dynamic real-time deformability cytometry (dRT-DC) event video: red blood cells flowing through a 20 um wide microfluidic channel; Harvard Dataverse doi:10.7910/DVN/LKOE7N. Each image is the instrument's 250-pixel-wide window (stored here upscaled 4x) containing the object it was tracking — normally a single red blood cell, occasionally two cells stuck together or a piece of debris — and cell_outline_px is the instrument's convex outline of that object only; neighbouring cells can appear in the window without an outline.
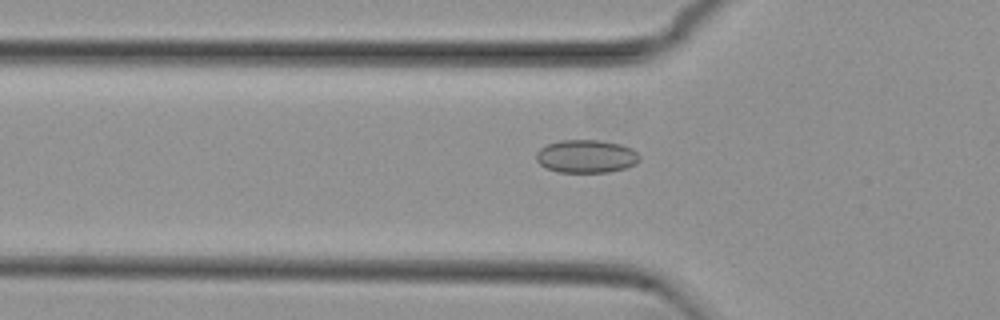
{"species": "common noctule bat (a hibernating species)", "species_latin": "Nyctalus noctula", "temperature_condition": "cold", "stored_images_in_passage": 54, "camera_frame_rate_fps": 3000, "um_per_image_px": 0.085, "animal": {"sex": "female", "body_mass_g": 29.2, "forearm_length_mm": 56.3}, "frame": {"image": 1, "passage_image": 18, "time_ms": 5.667, "image_size_px": [1000, 320], "cell_outline_px": [[640, 160], [636, 164], [624, 168], [608, 172], [560, 172], [548, 168], [540, 164], [536, 160], [536, 152], [540, 148], [548, 144], [560, 140], [600, 140], [620, 144], [632, 148], [640, 156]], "centroid_in_image_um": [49.84, 13.28], "position_along_channel_um": 76.0, "area_um2": 19.88}}
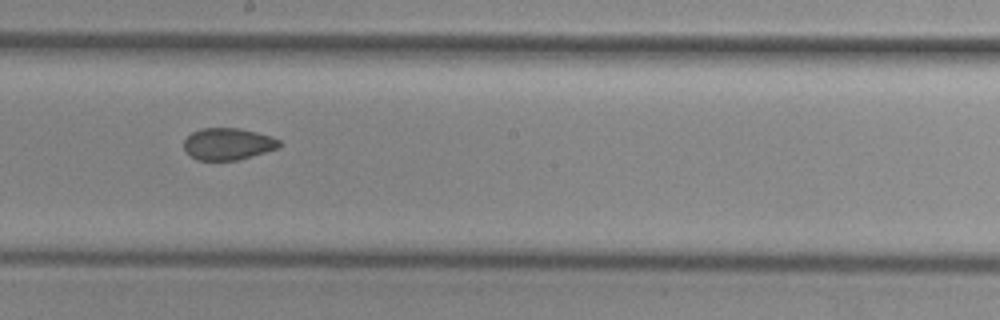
{"frame": {"image": 2, "passage_image": 30, "time_ms": 9.667, "image_size_px": [1000, 320], "cell_outline_px": [[280, 148], [236, 160], [196, 160], [184, 148], [184, 140], [192, 132], [200, 128], [240, 128], [272, 136], [280, 140]], "centroid_in_image_um": [19.39, 12.22], "position_along_channel_um": 228.8, "area_um2": 17.69}}
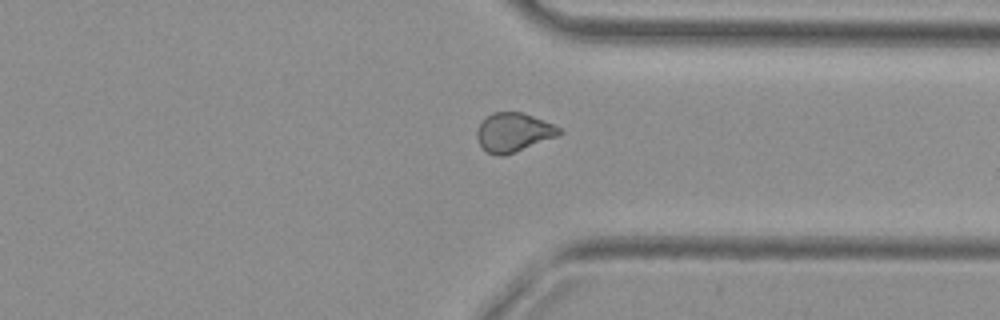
{"frame": {"image": 3, "passage_image": 41, "time_ms": 13.333, "image_size_px": [1000, 320], "cell_outline_px": [[560, 132], [556, 136], [504, 156], [500, 156], [488, 152], [480, 144], [476, 136], [476, 132], [480, 124], [492, 112], [520, 112], [532, 116], [552, 124], [560, 128]], "centroid_in_image_um": [43.61, 11.24], "position_along_channel_um": 367.8, "area_um2": 18.09}, "authors_computed_cell_mechanics": {"area_um2": 19.2185, "velocity_mm_per_s": 3.8091, "shape_relaxation_time_tau1_ms": null, "shape_relaxation_time_tau2_ms": 3.2801, "deformation_change_tau1": null, "deformation_change_tau2": 0.0684}}